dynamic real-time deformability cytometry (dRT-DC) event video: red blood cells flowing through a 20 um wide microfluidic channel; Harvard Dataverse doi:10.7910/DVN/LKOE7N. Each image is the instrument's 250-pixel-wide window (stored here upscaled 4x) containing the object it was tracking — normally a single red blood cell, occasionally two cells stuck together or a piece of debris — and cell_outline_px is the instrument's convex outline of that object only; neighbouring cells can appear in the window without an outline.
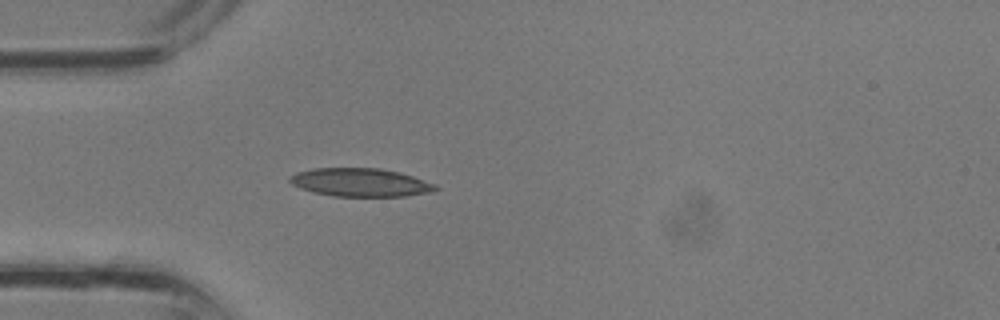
{"species": "common noctule bat (a hibernating species)", "species_latin": "Nyctalus noctula", "temperature_condition": "room temperature", "stored_images_in_passage": 33, "camera_frame_rate_fps": 3000, "um_per_image_px": 0.085, "animal": {"sex": "male", "body_mass_g": 13.3}, "frame": {"image": 1, "passage_image": 9, "time_ms": 2.667, "image_size_px": [1000, 320], "cell_outline_px": [[440, 188], [432, 192], [404, 196], [332, 196], [312, 192], [300, 188], [292, 184], [288, 180], [288, 176], [296, 172], [316, 168], [380, 168], [400, 172], [436, 184]], "centroid_in_image_um": [30.62, 15.5], "position_along_channel_um": 54.4, "area_um2": 24.16}}
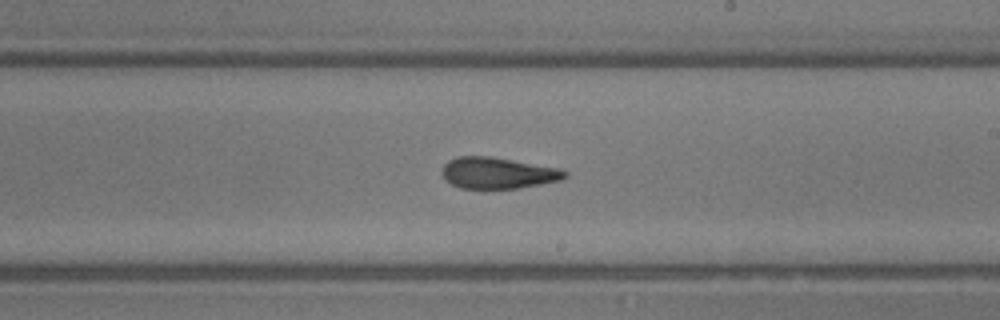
{"frame": {"image": 2, "passage_image": 19, "time_ms": 6.0, "image_size_px": [1000, 320], "cell_outline_px": [[568, 176], [560, 180], [520, 188], [484, 192], [460, 188], [444, 180], [440, 172], [444, 164], [448, 160], [456, 156], [492, 156], [556, 168], [568, 172]], "centroid_in_image_um": [42.22, 14.75], "position_along_channel_um": 246.8, "area_um2": 23.29}}
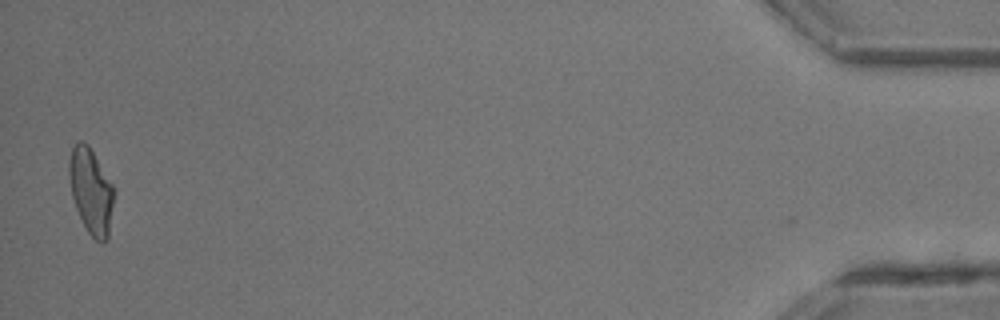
{"frame": {"image": 3, "passage_image": 33, "time_ms": 10.667, "image_size_px": [1000, 320], "cell_outline_px": [[112, 204], [108, 240], [100, 244], [88, 232], [76, 208], [72, 196], [68, 172], [68, 164], [72, 148], [80, 140], [88, 144], [112, 184]], "centroid_in_image_um": [7.71, 16.25], "position_along_channel_um": 427.5, "area_um2": 21.79}}